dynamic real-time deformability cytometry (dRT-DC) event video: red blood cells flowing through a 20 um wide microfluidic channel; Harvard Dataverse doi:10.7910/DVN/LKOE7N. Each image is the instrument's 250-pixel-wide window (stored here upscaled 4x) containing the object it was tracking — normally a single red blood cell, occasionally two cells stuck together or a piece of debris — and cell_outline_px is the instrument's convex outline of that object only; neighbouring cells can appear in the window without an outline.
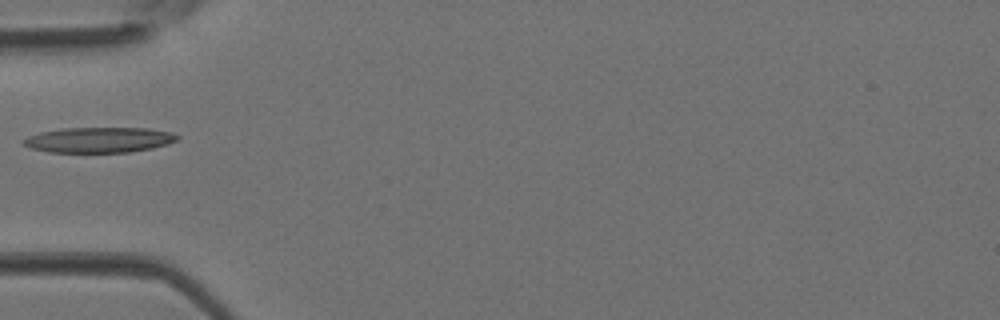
{"species": "Egyptian fruit bat (a non-hibernating species)", "species_latin": "Rousettus aegyptiacus", "temperature_condition": "room temperature", "stored_images_in_passage": 4, "camera_frame_rate_fps": 3000, "um_per_image_px": 0.085, "animal": {"sex": "female"}, "frame": {"image": 1, "passage_image": 4, "time_ms": 1.0, "image_size_px": [1000, 320], "cell_outline_px": [[180, 136], [176, 140], [168, 144], [152, 148], [132, 152], [48, 152], [32, 148], [24, 144], [20, 140], [28, 136], [40, 132], [64, 128], [148, 128], [172, 132]], "centroid_in_image_um": [8.43, 11.89], "position_along_channel_um": 76.6, "area_um2": 22.77}}